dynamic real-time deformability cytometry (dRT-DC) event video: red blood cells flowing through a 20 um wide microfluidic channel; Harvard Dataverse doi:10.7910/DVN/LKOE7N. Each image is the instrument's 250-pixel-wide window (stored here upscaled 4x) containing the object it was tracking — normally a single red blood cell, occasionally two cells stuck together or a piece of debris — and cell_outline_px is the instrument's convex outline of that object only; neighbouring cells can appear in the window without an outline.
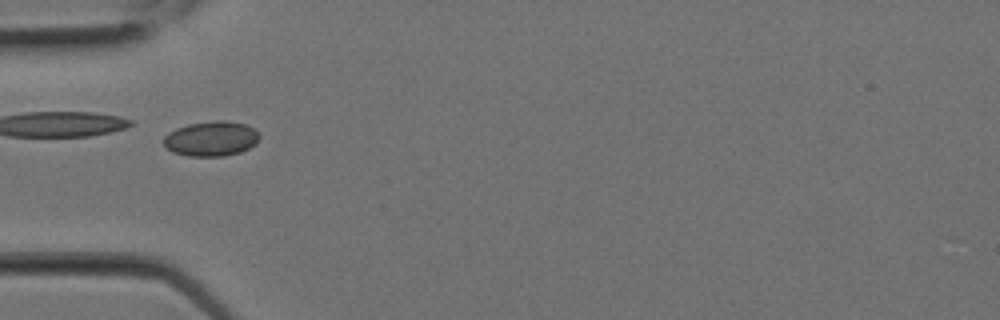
{"species": "Egyptian fruit bat (a non-hibernating species)", "species_latin": "Rousettus aegyptiacus", "temperature_condition": "room temperature", "stored_images_in_passage": 9, "camera_frame_rate_fps": 3000, "um_per_image_px": 0.085, "animal": {"sex": "female"}, "frame": {"image": 1, "passage_image": 8, "time_ms": 2.333, "image_size_px": [1000, 320], "cell_outline_px": [[260, 136], [256, 144], [240, 152], [224, 156], [188, 156], [172, 152], [164, 148], [164, 136], [168, 132], [176, 128], [188, 124], [216, 120], [224, 120], [244, 124], [252, 128]], "centroid_in_image_um": [17.91, 11.79], "position_along_channel_um": 67.1, "area_um2": 19.54}}